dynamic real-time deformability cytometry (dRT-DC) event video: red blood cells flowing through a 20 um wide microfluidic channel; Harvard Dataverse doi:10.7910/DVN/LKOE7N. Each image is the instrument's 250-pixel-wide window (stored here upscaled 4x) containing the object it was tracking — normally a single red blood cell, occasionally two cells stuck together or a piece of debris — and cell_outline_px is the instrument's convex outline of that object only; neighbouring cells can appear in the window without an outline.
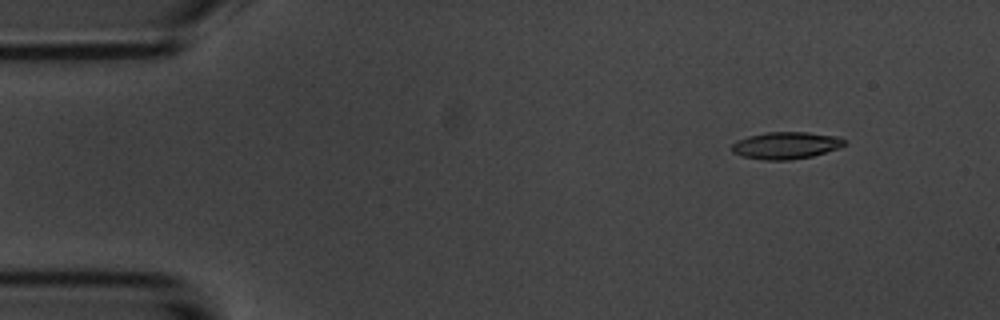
{"species": "common noctule bat (a hibernating species)", "species_latin": "Nyctalus noctula", "temperature_condition": "room temperature", "stored_images_in_passage": 4, "camera_frame_rate_fps": 3000, "um_per_image_px": 0.085, "animal": {"sex": "male", "body_mass_g": 20.1, "forearm_length_mm": 53.5}, "frame": {"image": 1, "passage_image": 2, "time_ms": 1.333, "image_size_px": [1000, 320], "cell_outline_px": [[844, 144], [840, 148], [812, 156], [792, 160], [764, 160], [740, 156], [732, 152], [732, 144], [736, 140], [748, 136], [764, 132], [808, 132], [840, 136], [844, 140]], "centroid_in_image_um": [66.79, 12.36], "position_along_channel_um": 18.2, "area_um2": 17.98}}
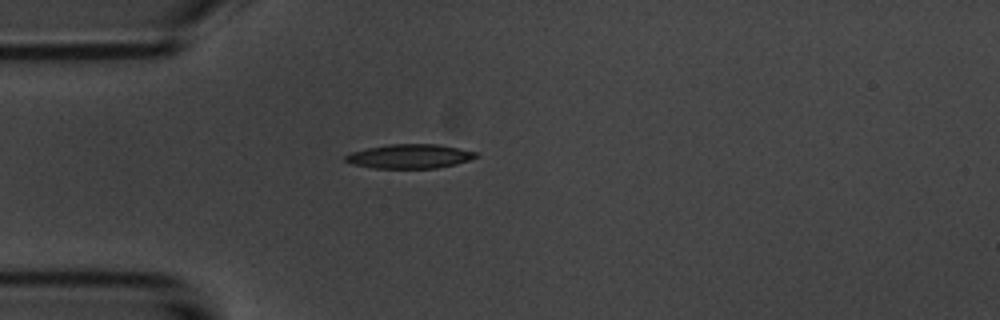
{"frame": {"image": 2, "passage_image": 4, "time_ms": 4.333, "image_size_px": [1000, 320], "cell_outline_px": [[480, 156], [456, 164], [436, 168], [372, 168], [352, 164], [344, 160], [344, 156], [352, 152], [368, 148], [388, 144], [436, 144], [476, 152]], "centroid_in_image_um": [34.8, 13.29], "position_along_channel_um": 50.2, "area_um2": 18.26}}